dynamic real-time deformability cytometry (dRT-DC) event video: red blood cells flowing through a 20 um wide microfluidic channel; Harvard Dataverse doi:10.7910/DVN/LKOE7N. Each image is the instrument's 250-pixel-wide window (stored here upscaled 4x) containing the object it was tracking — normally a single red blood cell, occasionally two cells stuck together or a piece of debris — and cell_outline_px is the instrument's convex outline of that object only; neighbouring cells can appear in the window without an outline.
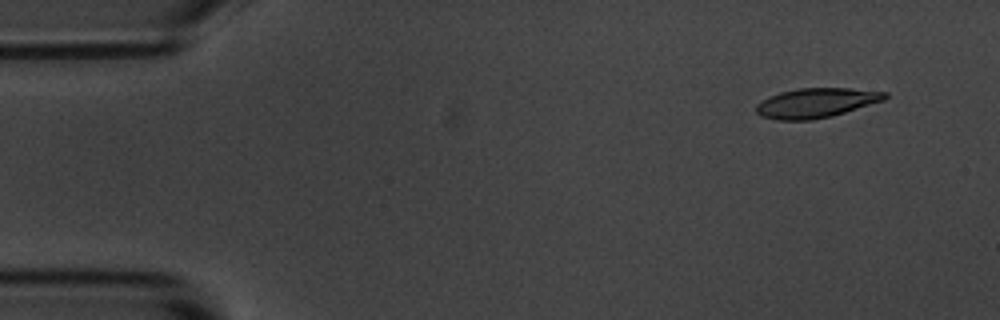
{"species": "common noctule bat (a hibernating species)", "species_latin": "Nyctalus noctula", "temperature_condition": "room temperature", "stored_images_in_passage": 54, "camera_frame_rate_fps": 3000, "um_per_image_px": 0.085, "animal": {"sex": "male", "body_mass_g": 20.1, "forearm_length_mm": 53.5}, "frame": {"image": 1, "passage_image": 4, "time_ms": 1.0, "image_size_px": [1000, 320], "cell_outline_px": [[888, 96], [884, 100], [832, 116], [812, 120], [776, 120], [760, 116], [756, 112], [756, 104], [768, 96], [780, 92], [800, 88], [848, 88], [888, 92]], "centroid_in_image_um": [69.34, 8.75], "position_along_channel_um": 15.7, "area_um2": 22.25}}
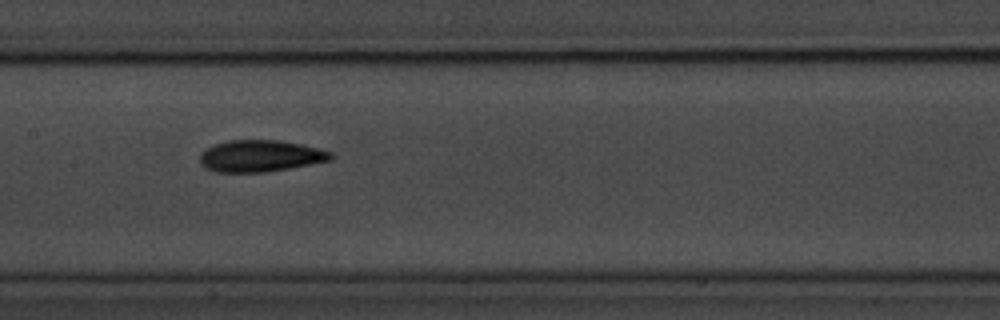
{"frame": {"image": 2, "passage_image": 26, "time_ms": 8.333, "image_size_px": [1000, 320], "cell_outline_px": [[332, 160], [288, 168], [264, 172], [216, 172], [204, 168], [200, 164], [200, 152], [204, 148], [228, 140], [280, 140], [304, 144], [320, 148], [332, 152]], "centroid_in_image_um": [22.11, 13.25], "position_along_channel_um": 185.3, "area_um2": 24.39}}
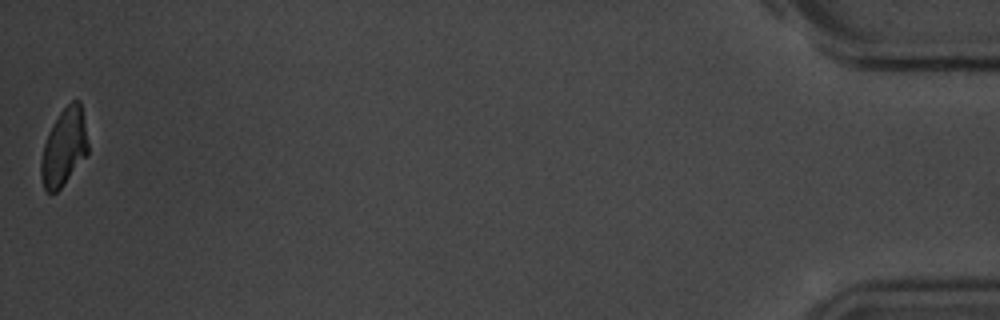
{"frame": {"image": 3, "passage_image": 54, "time_ms": 17.667, "image_size_px": [1000, 320], "cell_outline_px": [[88, 152], [60, 188], [56, 192], [48, 192], [44, 188], [40, 176], [40, 160], [44, 144], [52, 124], [60, 112], [72, 100], [80, 100], [84, 120], [88, 144]], "centroid_in_image_um": [5.42, 12.5], "position_along_channel_um": 429.8, "area_um2": 20.81}, "authors_computed_cell_mechanics": {"area_um2": 22.8599, "velocity_mm_per_s": 3.6519, "shape_relaxation_time_tau1_ms": 3.0066, "shape_relaxation_time_tau2_ms": 4.1556, "deformation_change_tau1": 0.1563, "deformation_change_tau2": 0.1074}}